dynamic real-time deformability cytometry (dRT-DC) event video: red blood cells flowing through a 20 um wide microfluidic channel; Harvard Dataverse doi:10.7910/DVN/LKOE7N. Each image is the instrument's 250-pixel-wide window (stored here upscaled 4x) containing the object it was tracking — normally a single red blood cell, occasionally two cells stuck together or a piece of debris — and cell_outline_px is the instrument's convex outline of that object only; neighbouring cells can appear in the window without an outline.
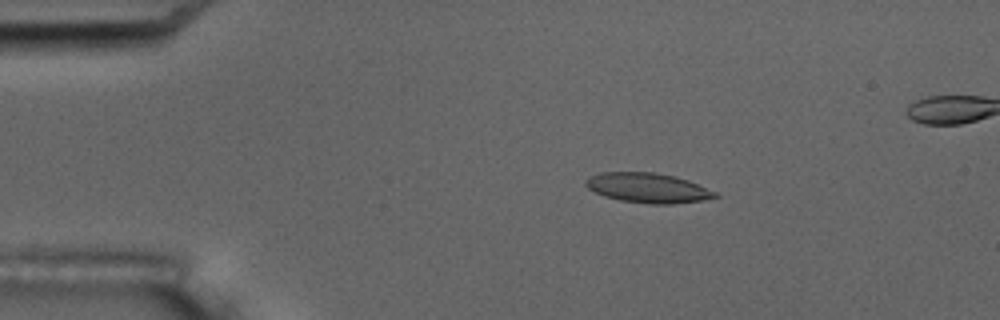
{"species": "common noctule bat (a hibernating species)", "species_latin": "Nyctalus noctula", "temperature_condition": "room temperature", "stored_images_in_passage": 5, "camera_frame_rate_fps": 3000, "um_per_image_px": 0.085, "animal": {"sex": "male", "body_mass_g": 17.5, "forearm_length_mm": 52.3}, "frame": {"image": 1, "passage_image": 3, "time_ms": 3.333, "image_size_px": [1000, 320], "cell_outline_px": [[720, 196], [700, 200], [672, 204], [652, 204], [620, 200], [604, 196], [588, 188], [584, 184], [584, 180], [588, 176], [600, 172], [652, 172], [676, 176], [688, 180], [716, 192]], "centroid_in_image_um": [55.02, 15.96], "position_along_channel_um": 30.0, "area_um2": 22.43}}